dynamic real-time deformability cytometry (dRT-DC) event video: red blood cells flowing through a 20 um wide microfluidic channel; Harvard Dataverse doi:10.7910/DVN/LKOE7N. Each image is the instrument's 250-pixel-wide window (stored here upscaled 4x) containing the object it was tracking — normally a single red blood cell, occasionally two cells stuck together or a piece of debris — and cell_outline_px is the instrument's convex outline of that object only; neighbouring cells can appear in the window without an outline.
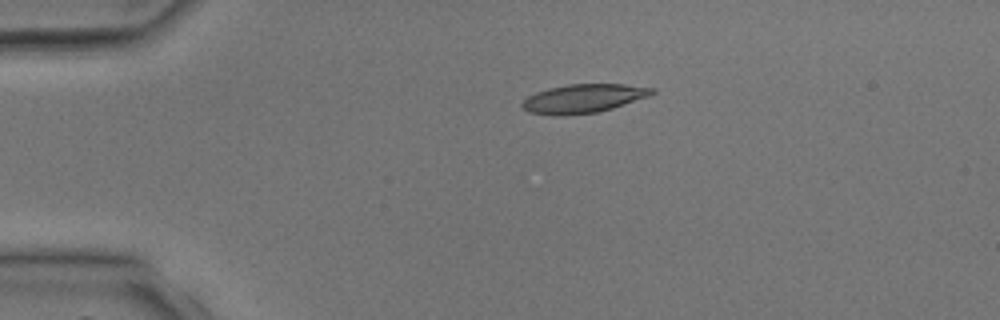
{"species": "common noctule bat (a hibernating species)", "species_latin": "Nyctalus noctula", "temperature_condition": "room temperature", "stored_images_in_passage": 3, "camera_frame_rate_fps": 3000, "um_per_image_px": 0.085, "animal": {"sex": "male", "body_mass_g": 17.9, "forearm_length_mm": 54.2}, "frame": {"image": 1, "passage_image": 2, "time_ms": 2.0, "image_size_px": [1000, 320], "cell_outline_px": [[656, 92], [648, 96], [612, 108], [596, 112], [560, 116], [528, 112], [520, 104], [528, 96], [536, 92], [548, 88], [568, 84], [624, 84], [656, 88]], "centroid_in_image_um": [49.58, 8.36], "position_along_channel_um": 35.4, "area_um2": 21.62}}